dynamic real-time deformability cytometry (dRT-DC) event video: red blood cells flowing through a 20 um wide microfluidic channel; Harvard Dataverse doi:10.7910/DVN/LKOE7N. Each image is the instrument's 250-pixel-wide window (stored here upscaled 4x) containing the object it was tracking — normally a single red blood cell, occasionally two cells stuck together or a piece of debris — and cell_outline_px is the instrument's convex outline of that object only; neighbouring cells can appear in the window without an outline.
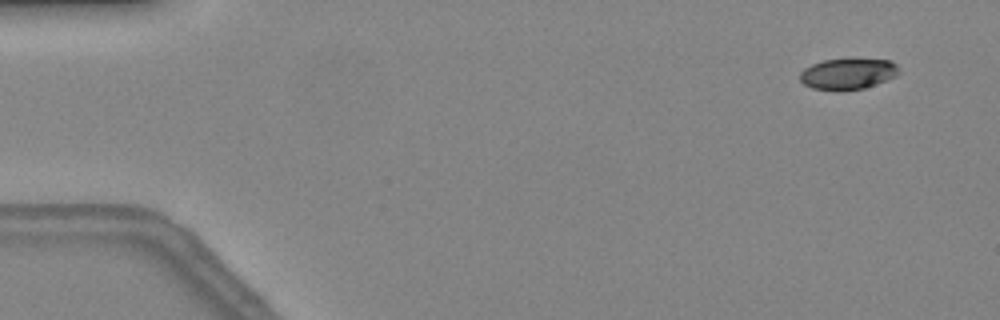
{"species": "common noctule bat (a hibernating species)", "species_latin": "Nyctalus noctula", "temperature_condition": "warm", "stored_images_in_passage": 50, "camera_frame_rate_fps": 3000, "um_per_image_px": 0.085, "animal": {"sex": "female", "body_mass_g": 24.6, "forearm_length_mm": 56.2}, "frame": {"image": 1, "passage_image": 4, "time_ms": 1.0, "image_size_px": [1000, 320], "cell_outline_px": [[900, 72], [896, 76], [876, 84], [864, 88], [840, 92], [836, 92], [812, 88], [804, 84], [800, 80], [800, 72], [804, 68], [812, 64], [824, 60], [848, 56], [892, 60], [896, 64]], "centroid_in_image_um": [72.08, 6.24], "position_along_channel_um": 12.9, "area_um2": 18.9}}
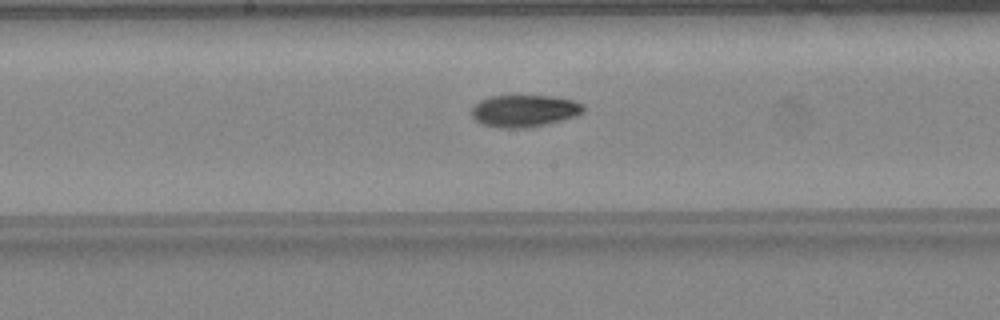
{"frame": {"image": 2, "passage_image": 26, "time_ms": 8.333, "image_size_px": [1000, 320], "cell_outline_px": [[584, 112], [576, 116], [544, 124], [520, 128], [500, 128], [480, 124], [472, 116], [472, 108], [480, 100], [488, 96], [552, 96], [572, 100], [584, 104]], "centroid_in_image_um": [44.55, 9.42], "position_along_channel_um": 203.6, "area_um2": 20.75}}
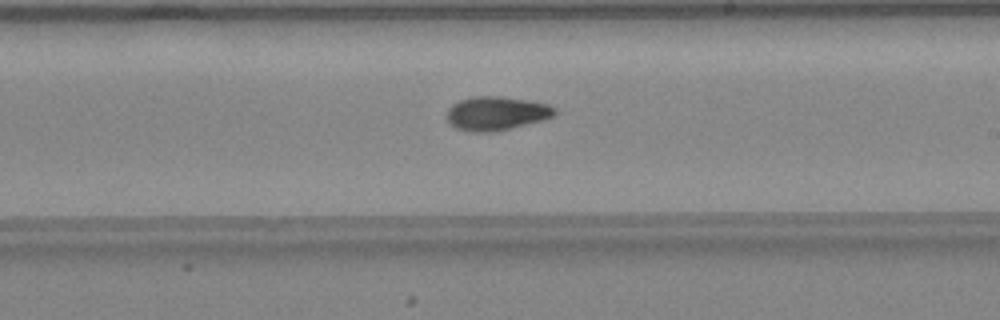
{"frame": {"image": 3, "passage_image": 29, "time_ms": 9.333, "image_size_px": [1000, 320], "cell_outline_px": [[556, 112], [552, 116], [540, 120], [512, 128], [492, 132], [468, 132], [456, 128], [448, 120], [448, 108], [452, 104], [460, 100], [472, 96], [500, 96], [528, 100], [548, 104], [556, 108]], "centroid_in_image_um": [42.17, 9.63], "position_along_channel_um": 246.8, "area_um2": 21.15}, "authors_computed_cell_mechanics": {"area_um2": 20.0855, "velocity_mm_per_s": 4.326, "shape_relaxation_time_tau1_ms": 5.052, "shape_relaxation_time_tau2_ms": 3.7766, "deformation_change_tau1": 0.1898, "deformation_change_tau2": 0.0903}}